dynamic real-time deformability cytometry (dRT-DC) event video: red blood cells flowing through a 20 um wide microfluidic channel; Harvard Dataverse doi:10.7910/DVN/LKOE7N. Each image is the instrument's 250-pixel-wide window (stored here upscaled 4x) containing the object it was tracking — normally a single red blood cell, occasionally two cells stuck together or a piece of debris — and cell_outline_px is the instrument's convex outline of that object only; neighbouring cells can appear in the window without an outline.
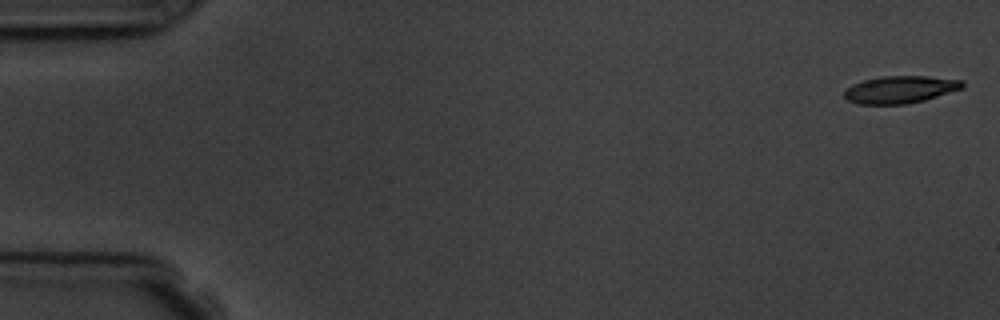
{"species": "common noctule bat (a hibernating species)", "species_latin": "Nyctalus noctula", "temperature_condition": "room temperature", "stored_images_in_passage": 6, "camera_frame_rate_fps": 3000, "um_per_image_px": 0.085, "animal": {"sex": "male", "body_mass_g": 19.5, "forearm_length_mm": 54.6}, "frame": {"image": 1, "passage_image": 1, "time_ms": 0.0, "image_size_px": [1000, 320], "cell_outline_px": [[964, 88], [924, 100], [904, 104], [856, 104], [848, 100], [844, 96], [844, 92], [852, 84], [864, 80], [880, 76], [928, 76], [964, 80]], "centroid_in_image_um": [76.53, 7.6], "position_along_channel_um": 8.5, "area_um2": 18.84}}
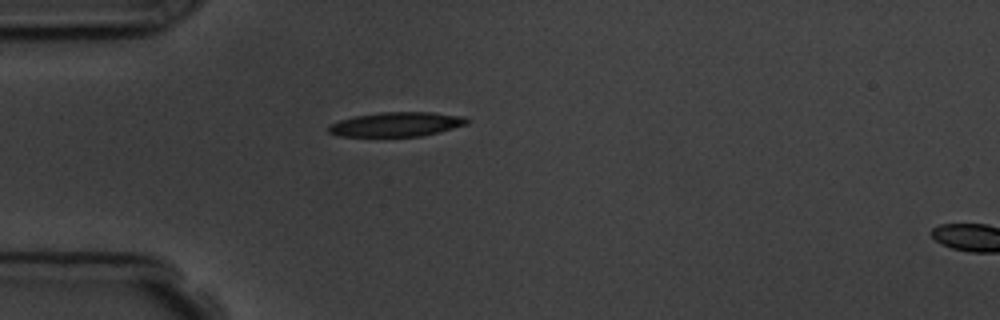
{"frame": {"image": 2, "passage_image": 5, "time_ms": 4.667, "image_size_px": [1000, 320], "cell_outline_px": [[468, 124], [420, 136], [340, 136], [328, 132], [328, 124], [340, 120], [356, 116], [380, 112], [432, 112], [464, 116], [468, 120]], "centroid_in_image_um": [33.68, 10.56], "position_along_channel_um": 51.3, "area_um2": 19.48}}